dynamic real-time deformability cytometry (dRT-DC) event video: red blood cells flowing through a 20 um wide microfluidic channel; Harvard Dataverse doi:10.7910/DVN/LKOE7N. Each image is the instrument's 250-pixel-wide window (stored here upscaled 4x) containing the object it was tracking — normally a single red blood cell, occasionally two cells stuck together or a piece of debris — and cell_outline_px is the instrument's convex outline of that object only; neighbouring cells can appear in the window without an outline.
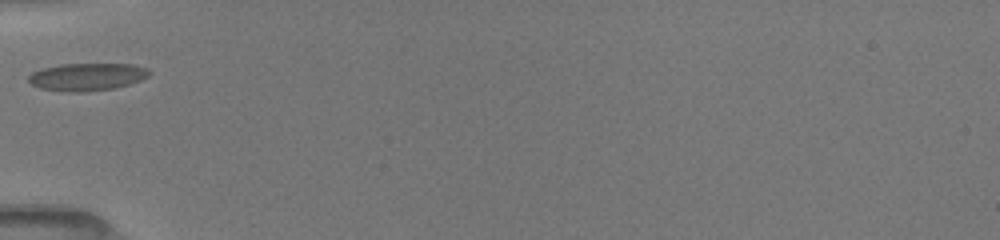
{"species": "common noctule bat (a hibernating species)", "species_latin": "Nyctalus noctula", "temperature_condition": "room temperature", "stored_images_in_passage": 15, "camera_frame_rate_fps": 3000, "um_per_image_px": 0.085, "animal": {"sex": "female", "body_mass_g": 19.5, "forearm_length_mm": 54.1}, "frame": {"image": 1, "passage_image": 1, "time_ms": 0.0, "image_size_px": [1000, 240], "cell_outline_px": [[152, 72], [148, 76], [140, 80], [128, 84], [112, 88], [84, 92], [68, 92], [40, 88], [32, 84], [28, 80], [28, 76], [32, 72], [44, 68], [60, 64], [132, 64], [148, 68]], "centroid_in_image_um": [7.4, 6.52], "position_along_channel_um": 77.6, "area_um2": 19.31}}
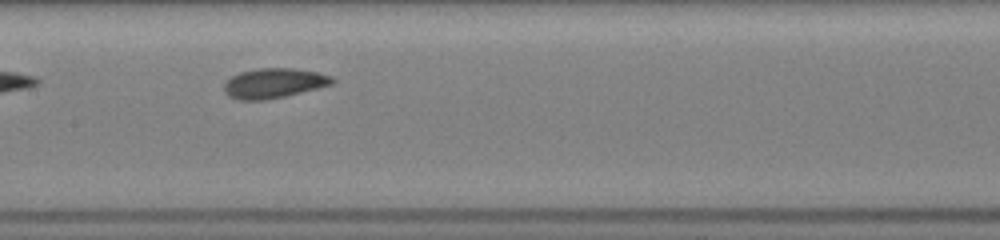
{"frame": {"image": 2, "passage_image": 9, "time_ms": 2.667, "image_size_px": [1000, 240], "cell_outline_px": [[336, 80], [332, 84], [284, 96], [264, 100], [236, 100], [228, 96], [224, 92], [224, 84], [232, 76], [240, 72], [256, 68], [296, 68], [316, 72], [332, 76]], "centroid_in_image_um": [23.25, 7.06], "position_along_channel_um": 184.1, "area_um2": 18.79}}